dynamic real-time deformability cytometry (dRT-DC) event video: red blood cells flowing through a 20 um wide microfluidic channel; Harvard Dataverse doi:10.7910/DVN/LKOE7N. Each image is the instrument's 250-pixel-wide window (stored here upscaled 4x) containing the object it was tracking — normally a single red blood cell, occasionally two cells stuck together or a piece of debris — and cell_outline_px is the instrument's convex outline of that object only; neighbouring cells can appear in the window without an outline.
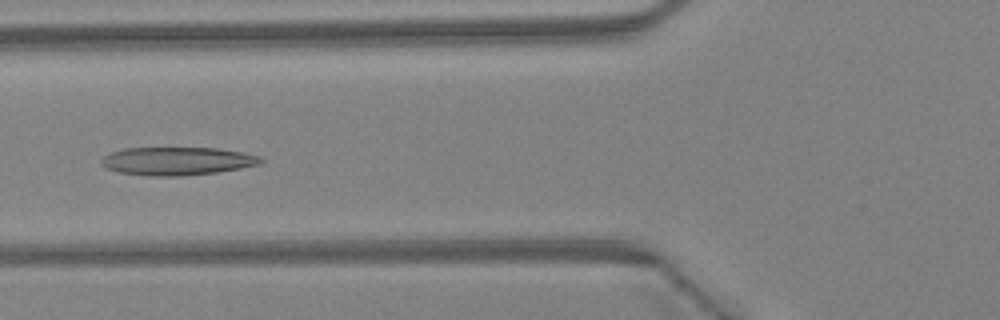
{"species": "Egyptian fruit bat (a non-hibernating species)", "species_latin": "Rousettus aegyptiacus", "temperature_condition": "warm", "stored_images_in_passage": 23, "camera_frame_rate_fps": 3000, "um_per_image_px": 0.085, "animal": {"sex": "female"}, "frame": {"image": 1, "passage_image": 4, "time_ms": 1.0, "image_size_px": [1000, 320], "cell_outline_px": [[264, 160], [260, 164], [240, 168], [216, 172], [184, 176], [148, 176], [120, 172], [104, 168], [100, 164], [100, 160], [104, 156], [112, 152], [124, 148], [216, 148], [244, 152], [260, 156]], "centroid_in_image_um": [15.04, 13.69], "position_along_channel_um": 110.8, "area_um2": 26.24}}
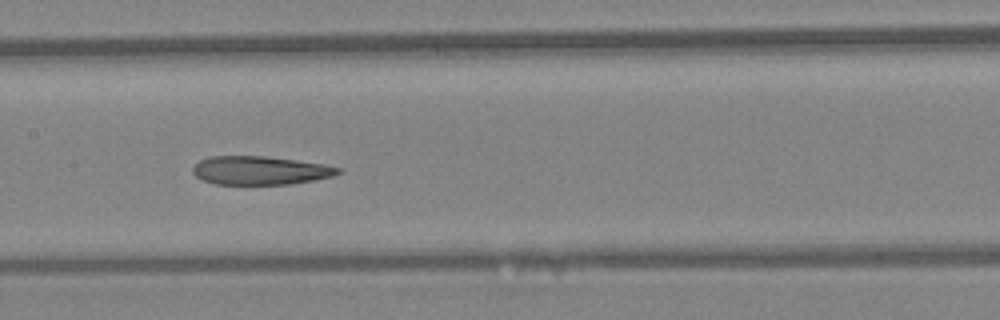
{"frame": {"image": 2, "passage_image": 9, "time_ms": 2.667, "image_size_px": [1000, 320], "cell_outline_px": [[340, 172], [332, 176], [316, 180], [292, 184], [216, 184], [204, 180], [196, 176], [192, 172], [192, 168], [200, 160], [212, 156], [264, 156], [324, 164], [340, 168]], "centroid_in_image_um": [22.11, 14.49], "position_along_channel_um": 185.3, "area_um2": 23.99}}
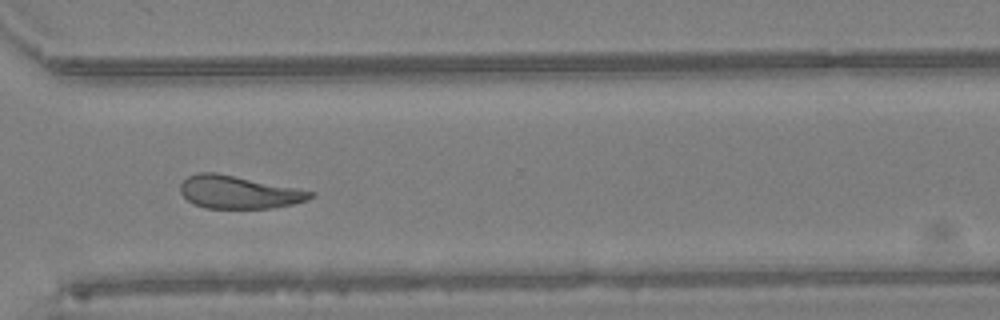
{"frame": {"image": 3, "passage_image": 20, "time_ms": 6.333, "image_size_px": [1000, 320], "cell_outline_px": [[316, 196], [308, 200], [292, 204], [272, 208], [204, 208], [192, 204], [180, 192], [180, 184], [188, 176], [196, 172], [216, 172], [316, 192]], "centroid_in_image_um": [20.28, 16.33], "position_along_channel_um": 350.3, "area_um2": 24.97}, "authors_computed_cell_mechanics": {"area_um2": 24.854, "velocity_mm_per_s": 4.4981, "shape_relaxation_time_tau1_ms": null, "shape_relaxation_time_tau2_ms": 3.8672, "deformation_change_tau1": null, "deformation_change_tau2": 0.1291}}